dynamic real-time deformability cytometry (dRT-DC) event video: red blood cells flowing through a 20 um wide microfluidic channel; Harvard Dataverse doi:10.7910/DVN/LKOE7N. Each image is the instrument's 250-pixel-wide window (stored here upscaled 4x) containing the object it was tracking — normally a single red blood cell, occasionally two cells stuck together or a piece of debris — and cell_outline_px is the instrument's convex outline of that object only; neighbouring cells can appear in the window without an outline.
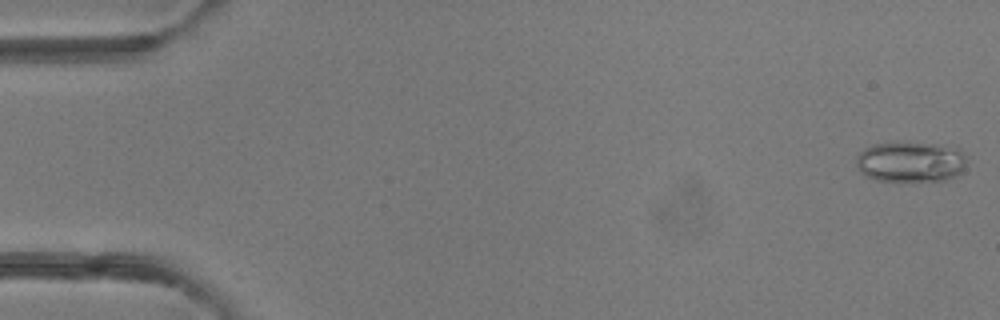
{"species": "common noctule bat (a hibernating species)", "species_latin": "Nyctalus noctula", "temperature_condition": "room temperature", "stored_images_in_passage": 5, "camera_frame_rate_fps": 3000, "um_per_image_px": 0.085, "animal": {"sex": "female"}, "frame": {"image": 1, "passage_image": 1, "time_ms": 0.0, "image_size_px": [1000, 320], "cell_outline_px": [[964, 168], [956, 176], [944, 180], [876, 180], [860, 172], [856, 168], [856, 156], [864, 148], [872, 144], [896, 140], [936, 144], [960, 148], [964, 156]], "centroid_in_image_um": [77.35, 13.7], "position_along_channel_um": 7.7, "area_um2": 26.47}}